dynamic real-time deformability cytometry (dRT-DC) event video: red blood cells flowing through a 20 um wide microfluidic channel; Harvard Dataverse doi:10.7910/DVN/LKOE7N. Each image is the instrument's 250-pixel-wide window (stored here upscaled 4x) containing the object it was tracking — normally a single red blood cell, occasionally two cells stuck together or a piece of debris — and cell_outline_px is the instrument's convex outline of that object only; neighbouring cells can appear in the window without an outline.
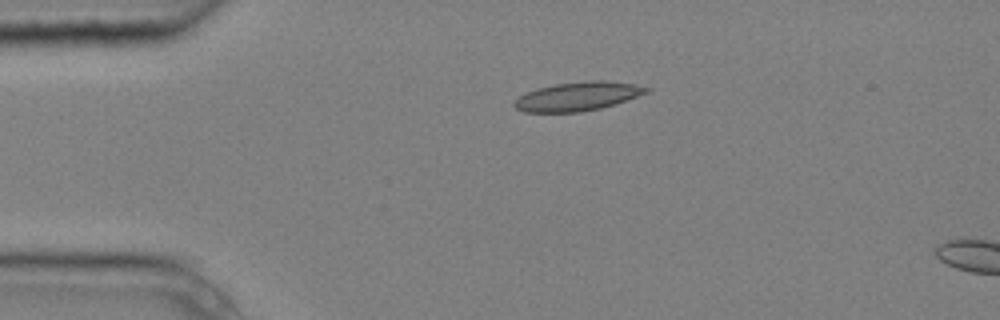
{"species": "common noctule bat (a hibernating species)", "species_latin": "Nyctalus noctula", "temperature_condition": "cold", "stored_images_in_passage": 5, "camera_frame_rate_fps": 3000, "um_per_image_px": 0.085, "animal": {"sex": "male", "body_mass_g": 20.4}, "frame": {"image": 1, "passage_image": 3, "time_ms": 0.667, "image_size_px": [1000, 320], "cell_outline_px": [[652, 88], [648, 92], [600, 108], [580, 112], [524, 112], [516, 108], [512, 104], [520, 96], [536, 88], [556, 84], [588, 80], [604, 80], [636, 84]], "centroid_in_image_um": [49.1, 8.18], "position_along_channel_um": 35.9, "area_um2": 21.96}}